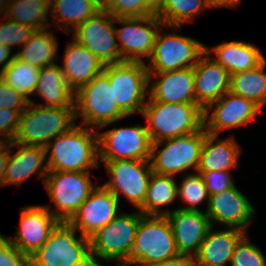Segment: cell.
<instances>
[{
    "label": "cell",
    "mask_w": 266,
    "mask_h": 266,
    "mask_svg": "<svg viewBox=\"0 0 266 266\" xmlns=\"http://www.w3.org/2000/svg\"><path fill=\"white\" fill-rule=\"evenodd\" d=\"M45 151L48 171L91 172L100 167L98 131L77 123L49 142Z\"/></svg>",
    "instance_id": "1"
},
{
    "label": "cell",
    "mask_w": 266,
    "mask_h": 266,
    "mask_svg": "<svg viewBox=\"0 0 266 266\" xmlns=\"http://www.w3.org/2000/svg\"><path fill=\"white\" fill-rule=\"evenodd\" d=\"M142 116L152 142L191 134L204 127V110L196 103H166L148 96Z\"/></svg>",
    "instance_id": "2"
},
{
    "label": "cell",
    "mask_w": 266,
    "mask_h": 266,
    "mask_svg": "<svg viewBox=\"0 0 266 266\" xmlns=\"http://www.w3.org/2000/svg\"><path fill=\"white\" fill-rule=\"evenodd\" d=\"M75 124V107H43L31 100L20 115L13 142L45 147Z\"/></svg>",
    "instance_id": "3"
},
{
    "label": "cell",
    "mask_w": 266,
    "mask_h": 266,
    "mask_svg": "<svg viewBox=\"0 0 266 266\" xmlns=\"http://www.w3.org/2000/svg\"><path fill=\"white\" fill-rule=\"evenodd\" d=\"M68 222H60L49 239L29 257L30 266H95L90 242Z\"/></svg>",
    "instance_id": "4"
},
{
    "label": "cell",
    "mask_w": 266,
    "mask_h": 266,
    "mask_svg": "<svg viewBox=\"0 0 266 266\" xmlns=\"http://www.w3.org/2000/svg\"><path fill=\"white\" fill-rule=\"evenodd\" d=\"M179 255L167 216L142 215L129 264L152 266Z\"/></svg>",
    "instance_id": "5"
},
{
    "label": "cell",
    "mask_w": 266,
    "mask_h": 266,
    "mask_svg": "<svg viewBox=\"0 0 266 266\" xmlns=\"http://www.w3.org/2000/svg\"><path fill=\"white\" fill-rule=\"evenodd\" d=\"M79 117L81 125L97 130L128 117L114 101L113 87L103 72L75 92V119Z\"/></svg>",
    "instance_id": "6"
},
{
    "label": "cell",
    "mask_w": 266,
    "mask_h": 266,
    "mask_svg": "<svg viewBox=\"0 0 266 266\" xmlns=\"http://www.w3.org/2000/svg\"><path fill=\"white\" fill-rule=\"evenodd\" d=\"M143 214L121 212L112 221L100 228L89 238L90 253L95 266H101L97 260L129 263L134 246L136 231Z\"/></svg>",
    "instance_id": "7"
},
{
    "label": "cell",
    "mask_w": 266,
    "mask_h": 266,
    "mask_svg": "<svg viewBox=\"0 0 266 266\" xmlns=\"http://www.w3.org/2000/svg\"><path fill=\"white\" fill-rule=\"evenodd\" d=\"M206 133L203 127L191 134L152 142L150 155L152 171L156 174L174 177L189 169L197 172Z\"/></svg>",
    "instance_id": "8"
},
{
    "label": "cell",
    "mask_w": 266,
    "mask_h": 266,
    "mask_svg": "<svg viewBox=\"0 0 266 266\" xmlns=\"http://www.w3.org/2000/svg\"><path fill=\"white\" fill-rule=\"evenodd\" d=\"M103 73L113 87L114 101L127 115L142 114L149 96V72L146 63L122 61L104 65Z\"/></svg>",
    "instance_id": "9"
},
{
    "label": "cell",
    "mask_w": 266,
    "mask_h": 266,
    "mask_svg": "<svg viewBox=\"0 0 266 266\" xmlns=\"http://www.w3.org/2000/svg\"><path fill=\"white\" fill-rule=\"evenodd\" d=\"M164 27L172 33H164ZM181 26L162 25L157 32L153 52L146 64L149 73H162L194 67L205 53V45L198 40L178 35Z\"/></svg>",
    "instance_id": "10"
},
{
    "label": "cell",
    "mask_w": 266,
    "mask_h": 266,
    "mask_svg": "<svg viewBox=\"0 0 266 266\" xmlns=\"http://www.w3.org/2000/svg\"><path fill=\"white\" fill-rule=\"evenodd\" d=\"M91 172L48 171L44 187L53 201L45 206L60 222H68L96 188Z\"/></svg>",
    "instance_id": "11"
},
{
    "label": "cell",
    "mask_w": 266,
    "mask_h": 266,
    "mask_svg": "<svg viewBox=\"0 0 266 266\" xmlns=\"http://www.w3.org/2000/svg\"><path fill=\"white\" fill-rule=\"evenodd\" d=\"M152 141L146 126H121L99 132V160L150 161Z\"/></svg>",
    "instance_id": "12"
},
{
    "label": "cell",
    "mask_w": 266,
    "mask_h": 266,
    "mask_svg": "<svg viewBox=\"0 0 266 266\" xmlns=\"http://www.w3.org/2000/svg\"><path fill=\"white\" fill-rule=\"evenodd\" d=\"M73 33V39L94 54L102 64L122 62L118 46L115 17L102 9L80 24Z\"/></svg>",
    "instance_id": "13"
},
{
    "label": "cell",
    "mask_w": 266,
    "mask_h": 266,
    "mask_svg": "<svg viewBox=\"0 0 266 266\" xmlns=\"http://www.w3.org/2000/svg\"><path fill=\"white\" fill-rule=\"evenodd\" d=\"M110 179L102 184L119 200L120 194L138 209L143 205L152 174L150 161H102Z\"/></svg>",
    "instance_id": "14"
},
{
    "label": "cell",
    "mask_w": 266,
    "mask_h": 266,
    "mask_svg": "<svg viewBox=\"0 0 266 266\" xmlns=\"http://www.w3.org/2000/svg\"><path fill=\"white\" fill-rule=\"evenodd\" d=\"M116 38L120 49L122 61H138L146 63L143 57L150 58L157 32L163 22L157 15L147 17H116ZM120 43V45H119Z\"/></svg>",
    "instance_id": "15"
},
{
    "label": "cell",
    "mask_w": 266,
    "mask_h": 266,
    "mask_svg": "<svg viewBox=\"0 0 266 266\" xmlns=\"http://www.w3.org/2000/svg\"><path fill=\"white\" fill-rule=\"evenodd\" d=\"M260 111L252 100L228 91L204 110V127L207 133L220 135L222 130L247 126Z\"/></svg>",
    "instance_id": "16"
},
{
    "label": "cell",
    "mask_w": 266,
    "mask_h": 266,
    "mask_svg": "<svg viewBox=\"0 0 266 266\" xmlns=\"http://www.w3.org/2000/svg\"><path fill=\"white\" fill-rule=\"evenodd\" d=\"M206 214L213 226L214 223L226 228H238L248 233L256 213L249 199L235 186V184L220 193L209 196Z\"/></svg>",
    "instance_id": "17"
},
{
    "label": "cell",
    "mask_w": 266,
    "mask_h": 266,
    "mask_svg": "<svg viewBox=\"0 0 266 266\" xmlns=\"http://www.w3.org/2000/svg\"><path fill=\"white\" fill-rule=\"evenodd\" d=\"M59 223L45 206L27 205L21 208L17 232L8 238L16 248L30 257L49 239Z\"/></svg>",
    "instance_id": "18"
},
{
    "label": "cell",
    "mask_w": 266,
    "mask_h": 266,
    "mask_svg": "<svg viewBox=\"0 0 266 266\" xmlns=\"http://www.w3.org/2000/svg\"><path fill=\"white\" fill-rule=\"evenodd\" d=\"M119 205V199L111 191L97 185L68 223L89 239L120 214Z\"/></svg>",
    "instance_id": "19"
},
{
    "label": "cell",
    "mask_w": 266,
    "mask_h": 266,
    "mask_svg": "<svg viewBox=\"0 0 266 266\" xmlns=\"http://www.w3.org/2000/svg\"><path fill=\"white\" fill-rule=\"evenodd\" d=\"M166 216L173 232L178 253L195 256L212 227L206 212L176 208Z\"/></svg>",
    "instance_id": "20"
},
{
    "label": "cell",
    "mask_w": 266,
    "mask_h": 266,
    "mask_svg": "<svg viewBox=\"0 0 266 266\" xmlns=\"http://www.w3.org/2000/svg\"><path fill=\"white\" fill-rule=\"evenodd\" d=\"M149 97L155 101L173 104L195 103L193 67L149 73Z\"/></svg>",
    "instance_id": "21"
},
{
    "label": "cell",
    "mask_w": 266,
    "mask_h": 266,
    "mask_svg": "<svg viewBox=\"0 0 266 266\" xmlns=\"http://www.w3.org/2000/svg\"><path fill=\"white\" fill-rule=\"evenodd\" d=\"M12 147L17 148V152L14 154L11 153ZM45 160V147L10 142V152L4 175V186L21 185L35 175L38 179H43L44 182L48 174Z\"/></svg>",
    "instance_id": "22"
},
{
    "label": "cell",
    "mask_w": 266,
    "mask_h": 266,
    "mask_svg": "<svg viewBox=\"0 0 266 266\" xmlns=\"http://www.w3.org/2000/svg\"><path fill=\"white\" fill-rule=\"evenodd\" d=\"M195 83V103L205 110L230 88V74L204 53L193 67Z\"/></svg>",
    "instance_id": "23"
},
{
    "label": "cell",
    "mask_w": 266,
    "mask_h": 266,
    "mask_svg": "<svg viewBox=\"0 0 266 266\" xmlns=\"http://www.w3.org/2000/svg\"><path fill=\"white\" fill-rule=\"evenodd\" d=\"M64 51L62 73L70 88L76 92L101 74L104 64L84 46L73 38Z\"/></svg>",
    "instance_id": "24"
},
{
    "label": "cell",
    "mask_w": 266,
    "mask_h": 266,
    "mask_svg": "<svg viewBox=\"0 0 266 266\" xmlns=\"http://www.w3.org/2000/svg\"><path fill=\"white\" fill-rule=\"evenodd\" d=\"M205 53H215L216 57L211 58L230 75L254 69L266 59L257 46L236 40L219 43L212 49L205 46Z\"/></svg>",
    "instance_id": "25"
},
{
    "label": "cell",
    "mask_w": 266,
    "mask_h": 266,
    "mask_svg": "<svg viewBox=\"0 0 266 266\" xmlns=\"http://www.w3.org/2000/svg\"><path fill=\"white\" fill-rule=\"evenodd\" d=\"M212 226L194 256L197 266H229L235 245L246 234L238 228L213 230Z\"/></svg>",
    "instance_id": "26"
},
{
    "label": "cell",
    "mask_w": 266,
    "mask_h": 266,
    "mask_svg": "<svg viewBox=\"0 0 266 266\" xmlns=\"http://www.w3.org/2000/svg\"><path fill=\"white\" fill-rule=\"evenodd\" d=\"M241 147L234 136L225 139L205 134L197 172L233 170L239 165Z\"/></svg>",
    "instance_id": "27"
},
{
    "label": "cell",
    "mask_w": 266,
    "mask_h": 266,
    "mask_svg": "<svg viewBox=\"0 0 266 266\" xmlns=\"http://www.w3.org/2000/svg\"><path fill=\"white\" fill-rule=\"evenodd\" d=\"M34 95L44 98L43 107H75V92L70 88L60 65L40 68Z\"/></svg>",
    "instance_id": "28"
},
{
    "label": "cell",
    "mask_w": 266,
    "mask_h": 266,
    "mask_svg": "<svg viewBox=\"0 0 266 266\" xmlns=\"http://www.w3.org/2000/svg\"><path fill=\"white\" fill-rule=\"evenodd\" d=\"M49 6L52 24L56 23L55 29H63L66 33L74 31L102 10L96 0H50Z\"/></svg>",
    "instance_id": "29"
},
{
    "label": "cell",
    "mask_w": 266,
    "mask_h": 266,
    "mask_svg": "<svg viewBox=\"0 0 266 266\" xmlns=\"http://www.w3.org/2000/svg\"><path fill=\"white\" fill-rule=\"evenodd\" d=\"M35 30L29 40L17 50L16 56L32 66L43 68L56 64L59 43L53 31Z\"/></svg>",
    "instance_id": "30"
},
{
    "label": "cell",
    "mask_w": 266,
    "mask_h": 266,
    "mask_svg": "<svg viewBox=\"0 0 266 266\" xmlns=\"http://www.w3.org/2000/svg\"><path fill=\"white\" fill-rule=\"evenodd\" d=\"M178 182L174 176L160 175L152 172L146 191L143 205L139 211L143 215L162 216L170 213V210H163L162 207L172 204L178 199Z\"/></svg>",
    "instance_id": "31"
},
{
    "label": "cell",
    "mask_w": 266,
    "mask_h": 266,
    "mask_svg": "<svg viewBox=\"0 0 266 266\" xmlns=\"http://www.w3.org/2000/svg\"><path fill=\"white\" fill-rule=\"evenodd\" d=\"M266 59L256 68L230 75L229 91L252 100L262 109L266 104Z\"/></svg>",
    "instance_id": "32"
},
{
    "label": "cell",
    "mask_w": 266,
    "mask_h": 266,
    "mask_svg": "<svg viewBox=\"0 0 266 266\" xmlns=\"http://www.w3.org/2000/svg\"><path fill=\"white\" fill-rule=\"evenodd\" d=\"M49 5L50 0H10L5 17L35 30L50 29Z\"/></svg>",
    "instance_id": "33"
},
{
    "label": "cell",
    "mask_w": 266,
    "mask_h": 266,
    "mask_svg": "<svg viewBox=\"0 0 266 266\" xmlns=\"http://www.w3.org/2000/svg\"><path fill=\"white\" fill-rule=\"evenodd\" d=\"M40 68L29 65L17 56L0 72V78L15 89L23 98L31 102L35 88L39 80Z\"/></svg>",
    "instance_id": "34"
},
{
    "label": "cell",
    "mask_w": 266,
    "mask_h": 266,
    "mask_svg": "<svg viewBox=\"0 0 266 266\" xmlns=\"http://www.w3.org/2000/svg\"><path fill=\"white\" fill-rule=\"evenodd\" d=\"M207 8L211 9L208 0H165L157 16L165 26L182 27Z\"/></svg>",
    "instance_id": "35"
},
{
    "label": "cell",
    "mask_w": 266,
    "mask_h": 266,
    "mask_svg": "<svg viewBox=\"0 0 266 266\" xmlns=\"http://www.w3.org/2000/svg\"><path fill=\"white\" fill-rule=\"evenodd\" d=\"M178 199L180 198L187 206H180L178 209L197 211L201 203L206 202L208 207L209 193L202 175L198 172L189 173L182 179L181 184L177 185Z\"/></svg>",
    "instance_id": "36"
},
{
    "label": "cell",
    "mask_w": 266,
    "mask_h": 266,
    "mask_svg": "<svg viewBox=\"0 0 266 266\" xmlns=\"http://www.w3.org/2000/svg\"><path fill=\"white\" fill-rule=\"evenodd\" d=\"M266 256L253 244L246 233L235 245L231 266H266Z\"/></svg>",
    "instance_id": "37"
},
{
    "label": "cell",
    "mask_w": 266,
    "mask_h": 266,
    "mask_svg": "<svg viewBox=\"0 0 266 266\" xmlns=\"http://www.w3.org/2000/svg\"><path fill=\"white\" fill-rule=\"evenodd\" d=\"M5 21L0 23V44L13 48L23 46L34 33L35 29L20 24L4 17Z\"/></svg>",
    "instance_id": "38"
},
{
    "label": "cell",
    "mask_w": 266,
    "mask_h": 266,
    "mask_svg": "<svg viewBox=\"0 0 266 266\" xmlns=\"http://www.w3.org/2000/svg\"><path fill=\"white\" fill-rule=\"evenodd\" d=\"M102 9L116 17H147L153 15L143 0H109Z\"/></svg>",
    "instance_id": "39"
},
{
    "label": "cell",
    "mask_w": 266,
    "mask_h": 266,
    "mask_svg": "<svg viewBox=\"0 0 266 266\" xmlns=\"http://www.w3.org/2000/svg\"><path fill=\"white\" fill-rule=\"evenodd\" d=\"M0 266H30L29 257L0 233Z\"/></svg>",
    "instance_id": "40"
},
{
    "label": "cell",
    "mask_w": 266,
    "mask_h": 266,
    "mask_svg": "<svg viewBox=\"0 0 266 266\" xmlns=\"http://www.w3.org/2000/svg\"><path fill=\"white\" fill-rule=\"evenodd\" d=\"M24 110L0 108V140L13 142L18 129L20 115Z\"/></svg>",
    "instance_id": "41"
},
{
    "label": "cell",
    "mask_w": 266,
    "mask_h": 266,
    "mask_svg": "<svg viewBox=\"0 0 266 266\" xmlns=\"http://www.w3.org/2000/svg\"><path fill=\"white\" fill-rule=\"evenodd\" d=\"M198 173L202 175L209 195L220 193L235 184L229 170Z\"/></svg>",
    "instance_id": "42"
},
{
    "label": "cell",
    "mask_w": 266,
    "mask_h": 266,
    "mask_svg": "<svg viewBox=\"0 0 266 266\" xmlns=\"http://www.w3.org/2000/svg\"><path fill=\"white\" fill-rule=\"evenodd\" d=\"M28 101L0 78V108L24 110Z\"/></svg>",
    "instance_id": "43"
},
{
    "label": "cell",
    "mask_w": 266,
    "mask_h": 266,
    "mask_svg": "<svg viewBox=\"0 0 266 266\" xmlns=\"http://www.w3.org/2000/svg\"><path fill=\"white\" fill-rule=\"evenodd\" d=\"M152 266H197V263L194 256L179 255L173 259L166 260Z\"/></svg>",
    "instance_id": "44"
},
{
    "label": "cell",
    "mask_w": 266,
    "mask_h": 266,
    "mask_svg": "<svg viewBox=\"0 0 266 266\" xmlns=\"http://www.w3.org/2000/svg\"><path fill=\"white\" fill-rule=\"evenodd\" d=\"M10 142H4L0 146V186H4V175L8 163Z\"/></svg>",
    "instance_id": "45"
},
{
    "label": "cell",
    "mask_w": 266,
    "mask_h": 266,
    "mask_svg": "<svg viewBox=\"0 0 266 266\" xmlns=\"http://www.w3.org/2000/svg\"><path fill=\"white\" fill-rule=\"evenodd\" d=\"M11 50V48L0 44V72H2L15 58L16 53L12 55Z\"/></svg>",
    "instance_id": "46"
},
{
    "label": "cell",
    "mask_w": 266,
    "mask_h": 266,
    "mask_svg": "<svg viewBox=\"0 0 266 266\" xmlns=\"http://www.w3.org/2000/svg\"><path fill=\"white\" fill-rule=\"evenodd\" d=\"M242 0H208L209 6L213 8H233L240 4Z\"/></svg>",
    "instance_id": "47"
},
{
    "label": "cell",
    "mask_w": 266,
    "mask_h": 266,
    "mask_svg": "<svg viewBox=\"0 0 266 266\" xmlns=\"http://www.w3.org/2000/svg\"><path fill=\"white\" fill-rule=\"evenodd\" d=\"M146 8L153 14L157 15L163 7L165 0H143Z\"/></svg>",
    "instance_id": "48"
},
{
    "label": "cell",
    "mask_w": 266,
    "mask_h": 266,
    "mask_svg": "<svg viewBox=\"0 0 266 266\" xmlns=\"http://www.w3.org/2000/svg\"><path fill=\"white\" fill-rule=\"evenodd\" d=\"M9 1L10 0H0V15L1 16L3 15V17L6 16L7 7L9 5Z\"/></svg>",
    "instance_id": "49"
},
{
    "label": "cell",
    "mask_w": 266,
    "mask_h": 266,
    "mask_svg": "<svg viewBox=\"0 0 266 266\" xmlns=\"http://www.w3.org/2000/svg\"><path fill=\"white\" fill-rule=\"evenodd\" d=\"M96 1L101 7H103L109 0H96Z\"/></svg>",
    "instance_id": "50"
},
{
    "label": "cell",
    "mask_w": 266,
    "mask_h": 266,
    "mask_svg": "<svg viewBox=\"0 0 266 266\" xmlns=\"http://www.w3.org/2000/svg\"><path fill=\"white\" fill-rule=\"evenodd\" d=\"M120 264V265H119ZM119 264H117L116 266H129V263H127V262H123V263H119ZM101 266H106V265H101ZM110 266V265H109ZM135 266H138V265H135Z\"/></svg>",
    "instance_id": "51"
}]
</instances>
